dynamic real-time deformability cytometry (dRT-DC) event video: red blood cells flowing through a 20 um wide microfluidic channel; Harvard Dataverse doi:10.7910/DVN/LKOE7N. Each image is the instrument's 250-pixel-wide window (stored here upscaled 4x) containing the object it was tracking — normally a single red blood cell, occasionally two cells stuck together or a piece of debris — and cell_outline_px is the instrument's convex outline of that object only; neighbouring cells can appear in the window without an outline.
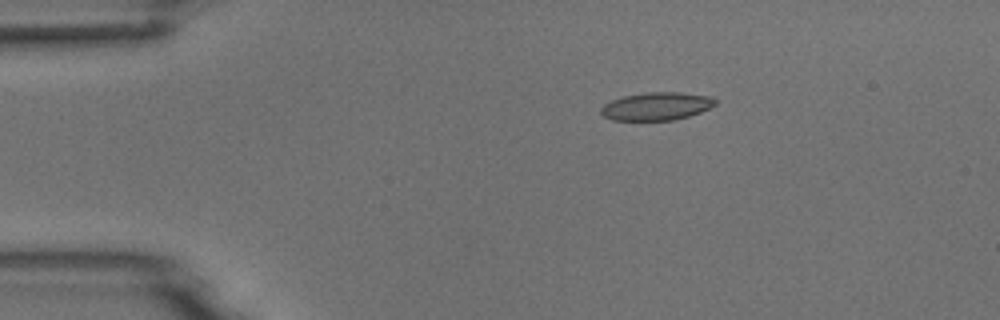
{"species": "common noctule bat (a hibernating species)", "species_latin": "Nyctalus noctula", "temperature_condition": "room temperature", "stored_images_in_passage": 8, "camera_frame_rate_fps": 3000, "um_per_image_px": 0.085, "animal": {"sex": "male", "body_mass_g": 18.8}, "frame": {"image": 1, "passage_image": 3, "time_ms": 2.333, "image_size_px": [1000, 320], "cell_outline_px": [[716, 104], [700, 112], [688, 116], [672, 120], [612, 120], [604, 116], [600, 112], [600, 108], [604, 104], [612, 100], [624, 96], [644, 92], [680, 92], [712, 96], [716, 100]], "centroid_in_image_um": [55.8, 9.02], "position_along_channel_um": 29.2, "area_um2": 18.61}}
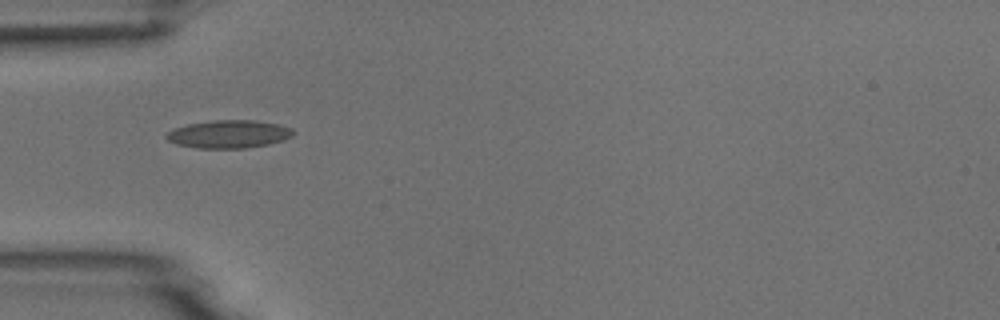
{"frame": {"image": 2, "passage_image": 5, "time_ms": 4.667, "image_size_px": [1000, 320], "cell_outline_px": [[296, 132], [292, 136], [284, 140], [268, 144], [244, 148], [196, 148], [176, 144], [168, 140], [164, 136], [168, 132], [176, 128], [188, 124], [212, 120], [256, 120], [276, 124], [292, 128]], "centroid_in_image_um": [19.46, 11.4], "position_along_channel_um": 65.5, "area_um2": 20.63}}